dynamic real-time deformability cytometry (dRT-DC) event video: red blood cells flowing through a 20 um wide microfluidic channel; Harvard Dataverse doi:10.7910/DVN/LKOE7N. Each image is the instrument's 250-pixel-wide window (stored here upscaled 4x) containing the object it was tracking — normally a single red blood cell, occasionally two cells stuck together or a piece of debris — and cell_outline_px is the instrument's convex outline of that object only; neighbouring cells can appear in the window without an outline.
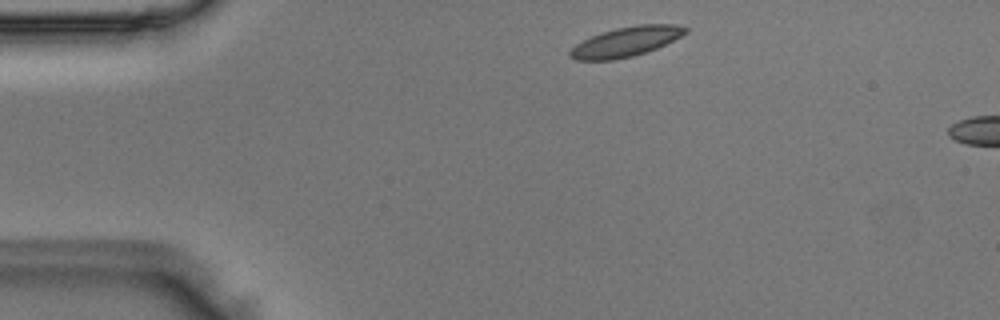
{"species": "Egyptian fruit bat (a non-hibernating species)", "species_latin": "Rousettus aegyptiacus", "temperature_condition": "room temperature", "stored_images_in_passage": 5, "camera_frame_rate_fps": 3000, "um_per_image_px": 0.085, "animal": {"sex": "male"}, "frame": {"image": 1, "passage_image": 2, "time_ms": 0.333, "image_size_px": [1000, 320], "cell_outline_px": [[688, 32], [656, 48], [632, 56], [612, 60], [576, 60], [568, 56], [568, 52], [576, 44], [600, 32], [616, 28], [636, 24], [676, 24], [688, 28]], "centroid_in_image_um": [53.19, 3.53], "position_along_channel_um": 31.8, "area_um2": 19.83}}